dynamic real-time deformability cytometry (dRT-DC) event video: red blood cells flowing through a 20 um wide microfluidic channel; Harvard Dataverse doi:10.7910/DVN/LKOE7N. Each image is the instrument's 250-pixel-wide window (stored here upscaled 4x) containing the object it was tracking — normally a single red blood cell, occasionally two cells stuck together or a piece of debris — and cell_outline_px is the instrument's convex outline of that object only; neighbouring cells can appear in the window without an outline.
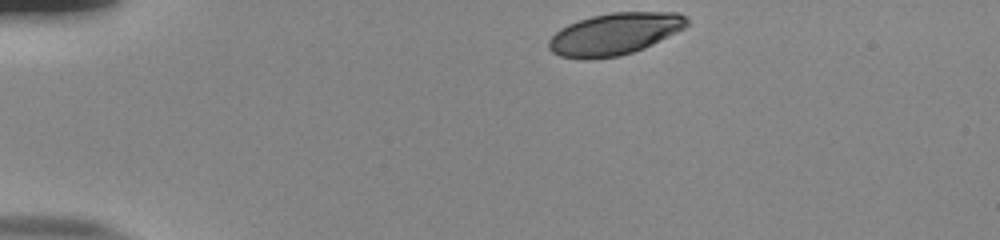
{"species": "human", "species_latin": "Homo sapiens", "temperature_condition": "room temperature", "stored_images_in_passage": 36, "camera_frame_rate_fps": 3000, "um_per_image_px": 0.085, "donor": {"sex": "male"}, "frame": {"image": 1, "passage_image": 1, "time_ms": 0.0, "image_size_px": [1000, 240], "cell_outline_px": [[688, 24], [684, 28], [644, 48], [620, 56], [588, 60], [580, 60], [560, 56], [552, 52], [548, 48], [548, 40], [560, 28], [568, 24], [592, 16], [612, 12], [680, 12], [688, 20]], "centroid_in_image_um": [52.21, 2.9], "position_along_channel_um": 32.8, "area_um2": 33.81}}
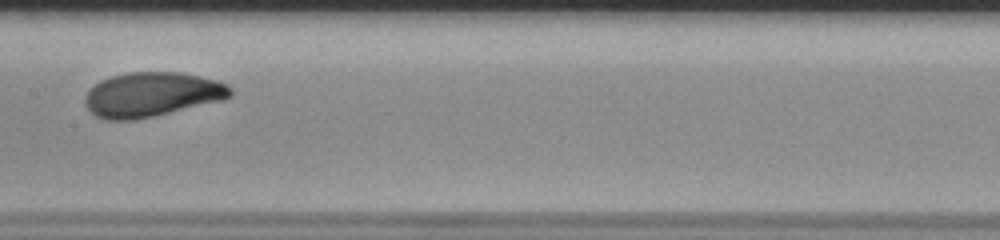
{"frame": {"image": 2, "passage_image": 19, "time_ms": 6.0, "image_size_px": [1000, 240], "cell_outline_px": [[232, 96], [224, 100], [136, 120], [104, 120], [96, 116], [84, 104], [84, 96], [100, 80], [112, 76], [128, 72], [180, 72], [200, 76], [216, 80], [228, 84], [232, 88]], "centroid_in_image_um": [12.93, 8.03], "position_along_channel_um": 194.5, "area_um2": 37.86}}
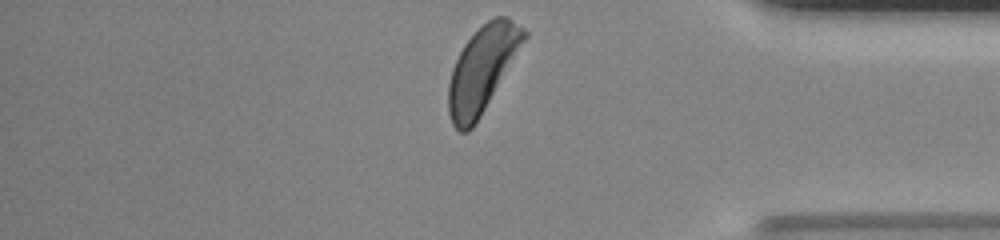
{"frame": {"image": 3, "passage_image": 36, "time_ms": 11.667, "image_size_px": [1000, 240], "cell_outline_px": [[528, 36], [476, 124], [468, 132], [460, 132], [452, 124], [448, 112], [448, 84], [452, 68], [464, 44], [488, 20], [496, 16], [508, 16], [524, 28], [528, 32]], "centroid_in_image_um": [41.0, 5.9], "position_along_channel_um": 394.2, "area_um2": 37.45}, "authors_computed_cell_mechanics": {"area_um2": 36.8475, "velocity_mm_per_s": 3.8422, "shape_relaxation_time_tau1_ms": 3.3043, "shape_relaxation_time_tau2_ms": 3.6257, "deformation_change_tau1": 0.1396, "deformation_change_tau2": 0.0873}}